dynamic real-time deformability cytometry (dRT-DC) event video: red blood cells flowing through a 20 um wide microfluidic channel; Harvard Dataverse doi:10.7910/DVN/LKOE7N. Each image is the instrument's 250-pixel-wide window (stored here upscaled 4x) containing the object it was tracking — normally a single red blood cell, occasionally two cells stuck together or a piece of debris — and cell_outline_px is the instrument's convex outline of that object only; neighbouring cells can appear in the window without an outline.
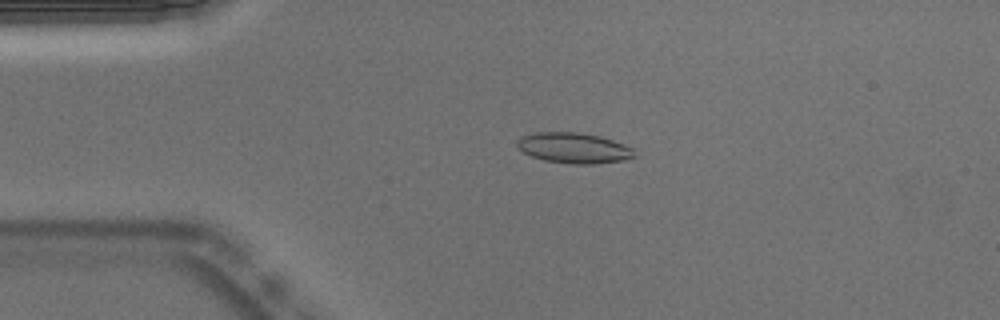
{"species": "Egyptian fruit bat (a non-hibernating species)", "species_latin": "Rousettus aegyptiacus", "temperature_condition": "warm", "stored_images_in_passage": 48, "camera_frame_rate_fps": 3000, "um_per_image_px": 0.085, "animal": {"sex": "male"}, "frame": {"image": 1, "passage_image": 7, "time_ms": 2.0, "image_size_px": [1000, 320], "cell_outline_px": [[636, 156], [624, 160], [592, 164], [572, 164], [544, 160], [532, 156], [524, 152], [516, 144], [516, 140], [524, 136], [536, 132], [580, 132], [600, 136], [624, 144], [632, 148]], "centroid_in_image_um": [48.79, 12.57], "position_along_channel_um": 36.2, "area_um2": 20.75}}
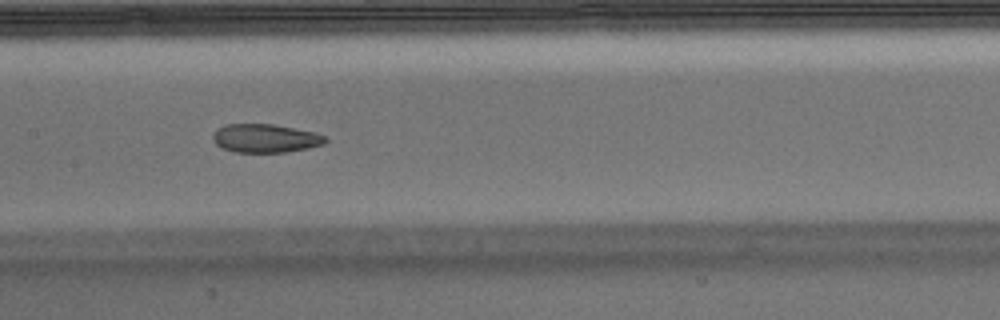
{"frame": {"image": 2, "passage_image": 21, "time_ms": 6.667, "image_size_px": [1000, 320], "cell_outline_px": [[328, 140], [324, 144], [308, 148], [284, 152], [232, 152], [216, 144], [212, 140], [212, 136], [224, 124], [272, 124], [316, 132], [328, 136]], "centroid_in_image_um": [22.6, 11.75], "position_along_channel_um": 184.8, "area_um2": 18.73}}
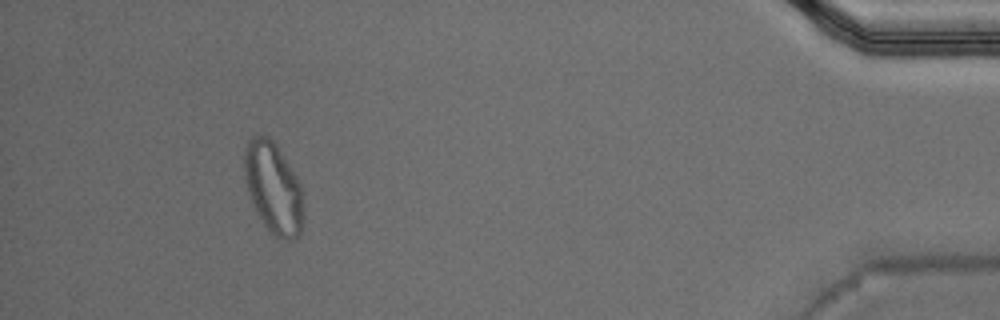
{"frame": {"image": 3, "passage_image": 44, "time_ms": 14.333, "image_size_px": [1000, 320], "cell_outline_px": [[300, 236], [292, 240], [280, 240], [268, 232], [256, 212], [252, 204], [244, 176], [244, 148], [248, 140], [252, 136], [264, 132], [276, 144], [296, 176], [300, 184]], "centroid_in_image_um": [23.17, 15.94], "position_along_channel_um": 412.0, "area_um2": 31.21}, "authors_computed_cell_mechanics": {"area_um2": 20.4612, "velocity_mm_per_s": 3.8064, "shape_relaxation_time_tau1_ms": null, "shape_relaxation_time_tau2_ms": 1.8742, "deformation_change_tau1": null, "deformation_change_tau2": 0.0681}}